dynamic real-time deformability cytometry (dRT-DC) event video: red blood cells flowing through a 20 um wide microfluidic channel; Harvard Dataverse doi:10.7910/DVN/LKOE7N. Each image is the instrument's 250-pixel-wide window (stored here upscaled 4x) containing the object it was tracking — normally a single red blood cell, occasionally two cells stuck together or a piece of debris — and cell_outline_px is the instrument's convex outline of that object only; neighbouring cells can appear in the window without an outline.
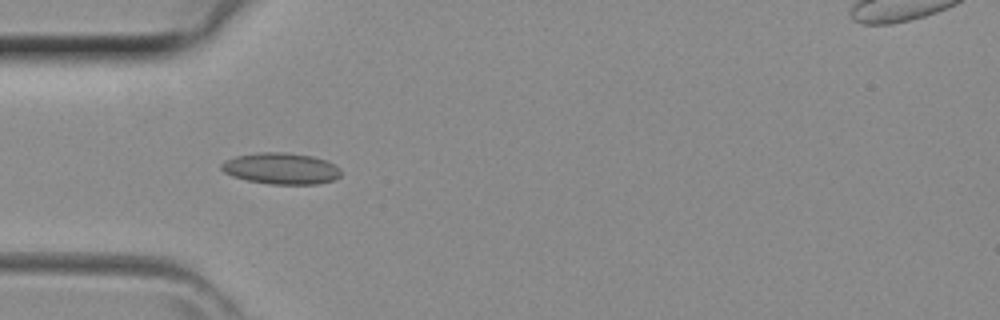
{"species": "common noctule bat (a hibernating species)", "species_latin": "Nyctalus noctula", "temperature_condition": "room temperature", "stored_images_in_passage": 33, "camera_frame_rate_fps": 3000, "um_per_image_px": 0.085, "animal": {"sex": "female", "body_mass_g": 29.2, "forearm_length_mm": 56.3}, "frame": {"image": 1, "passage_image": 4, "time_ms": 1.0, "image_size_px": [1000, 320], "cell_outline_px": [[340, 176], [332, 180], [316, 184], [268, 184], [248, 180], [232, 176], [224, 172], [220, 168], [220, 164], [224, 160], [236, 156], [260, 152], [284, 152], [312, 156], [324, 160], [340, 168]], "centroid_in_image_um": [23.85, 14.32], "position_along_channel_um": 61.2, "area_um2": 21.73}}
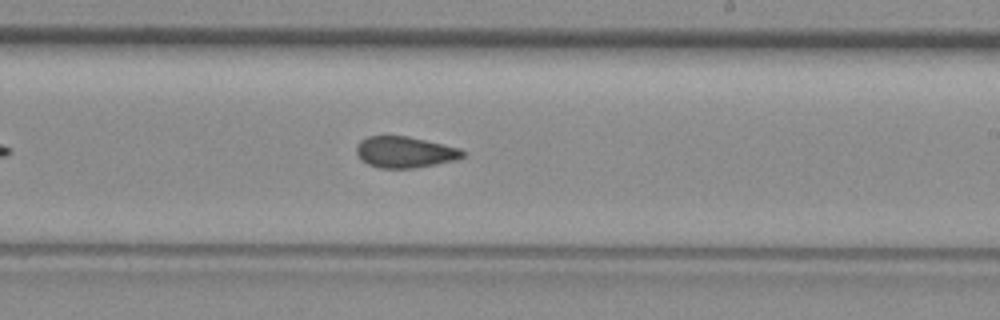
{"frame": {"image": 2, "passage_image": 16, "time_ms": 5.0, "image_size_px": [1000, 320], "cell_outline_px": [[468, 152], [464, 156], [452, 160], [436, 164], [412, 168], [380, 168], [368, 164], [356, 152], [356, 148], [360, 140], [368, 136], [408, 136], [460, 148]], "centroid_in_image_um": [34.43, 12.92], "position_along_channel_um": 254.6, "area_um2": 19.13}}
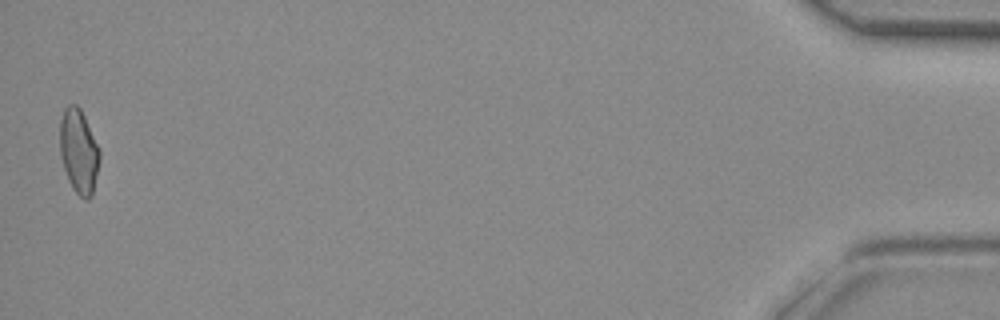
{"frame": {"image": 3, "passage_image": 33, "time_ms": 10.667, "image_size_px": [1000, 320], "cell_outline_px": [[100, 160], [92, 196], [88, 200], [84, 200], [72, 188], [68, 180], [60, 156], [60, 120], [64, 108], [68, 104], [76, 104], [80, 108], [84, 116], [100, 152]], "centroid_in_image_um": [6.68, 12.88], "position_along_channel_um": 428.5, "area_um2": 19.48}}